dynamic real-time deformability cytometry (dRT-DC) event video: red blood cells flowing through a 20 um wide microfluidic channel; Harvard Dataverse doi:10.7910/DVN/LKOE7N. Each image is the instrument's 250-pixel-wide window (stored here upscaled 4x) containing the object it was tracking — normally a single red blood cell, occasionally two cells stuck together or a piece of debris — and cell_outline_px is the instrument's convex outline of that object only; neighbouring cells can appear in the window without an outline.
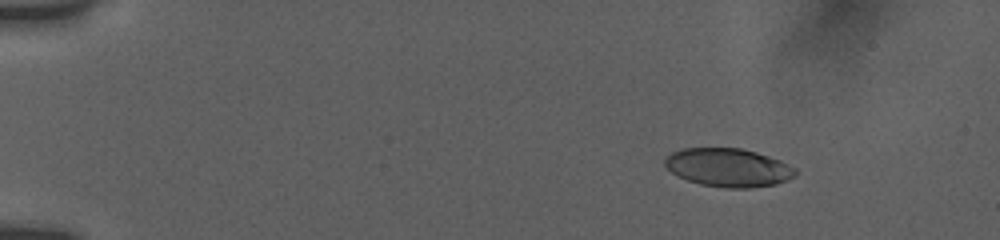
{"species": "human", "species_latin": "Homo sapiens", "temperature_condition": "room temperature", "stored_images_in_passage": 56, "camera_frame_rate_fps": 3000, "um_per_image_px": 0.085, "donor": {"sex": "female"}, "frame": {"image": 1, "passage_image": 9, "time_ms": 2.667, "image_size_px": [1000, 240], "cell_outline_px": [[796, 176], [788, 180], [776, 184], [748, 188], [728, 188], [700, 184], [688, 180], [672, 172], [664, 164], [664, 160], [672, 152], [680, 148], [740, 148], [756, 152], [780, 160], [796, 168]], "centroid_in_image_um": [61.93, 14.24], "position_along_channel_um": 23.1, "area_um2": 29.13}}
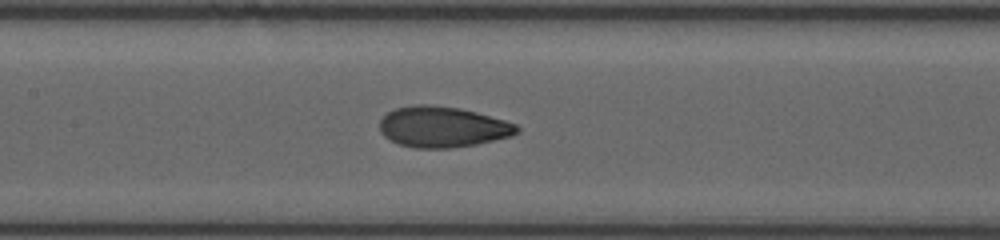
{"frame": {"image": 2, "passage_image": 29, "time_ms": 9.333, "image_size_px": [1000, 240], "cell_outline_px": [[520, 132], [512, 136], [476, 144], [452, 148], [416, 148], [400, 144], [384, 136], [380, 132], [380, 120], [388, 112], [396, 108], [412, 104], [432, 104], [460, 108], [476, 112], [504, 120], [516, 124], [520, 128]], "centroid_in_image_um": [37.63, 10.78], "position_along_channel_um": 169.8, "area_um2": 32.71}}
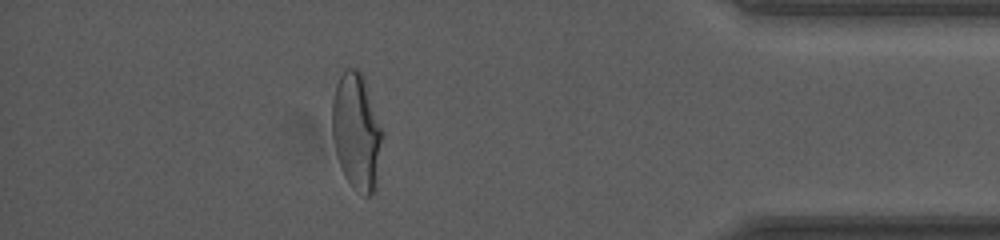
{"frame": {"image": 3, "passage_image": 50, "time_ms": 16.333, "image_size_px": [1000, 240], "cell_outline_px": [[384, 132], [372, 196], [364, 196], [356, 192], [352, 188], [344, 176], [336, 152], [332, 136], [332, 100], [336, 84], [344, 68], [356, 68], [364, 76]], "centroid_in_image_um": [30.3, 11.15], "position_along_channel_um": 404.9, "area_um2": 34.28}, "authors_computed_cell_mechanics": {"area_um2": 31.8767, "velocity_mm_per_s": 3.8432, "shape_relaxation_time_tau1_ms": 4.5225, "shape_relaxation_time_tau2_ms": 1.2519, "deformation_change_tau1": 0.1802, "deformation_change_tau2": 0.0656}}